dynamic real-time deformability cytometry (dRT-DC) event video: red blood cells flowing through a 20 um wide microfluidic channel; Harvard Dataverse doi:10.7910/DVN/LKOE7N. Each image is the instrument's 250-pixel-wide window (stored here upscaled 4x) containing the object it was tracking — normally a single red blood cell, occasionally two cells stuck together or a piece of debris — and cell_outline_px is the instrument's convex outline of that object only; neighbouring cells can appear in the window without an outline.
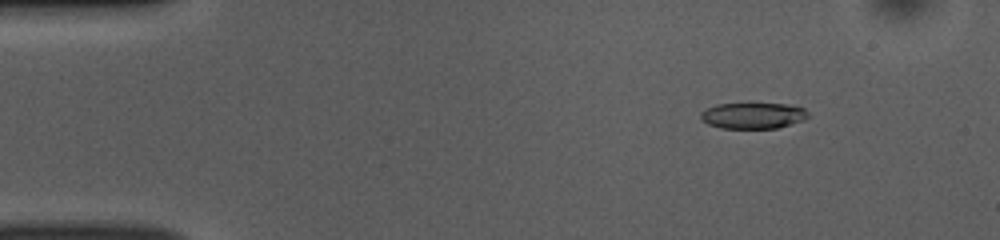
{"species": "common noctule bat (a hibernating species)", "species_latin": "Nyctalus noctula", "temperature_condition": "room temperature", "stored_images_in_passage": 52, "camera_frame_rate_fps": 3000, "um_per_image_px": 0.085, "animal": {"sex": "female", "body_mass_g": 10.0, "forearm_length_mm": 53.1}, "frame": {"image": 1, "passage_image": 7, "time_ms": 2.0, "image_size_px": [1000, 240], "cell_outline_px": [[808, 116], [804, 120], [776, 128], [720, 128], [708, 124], [700, 120], [700, 112], [704, 108], [716, 104], [748, 100], [788, 104], [804, 108], [808, 112]], "centroid_in_image_um": [63.95, 9.76], "position_along_channel_um": 21.1, "area_um2": 17.4}}
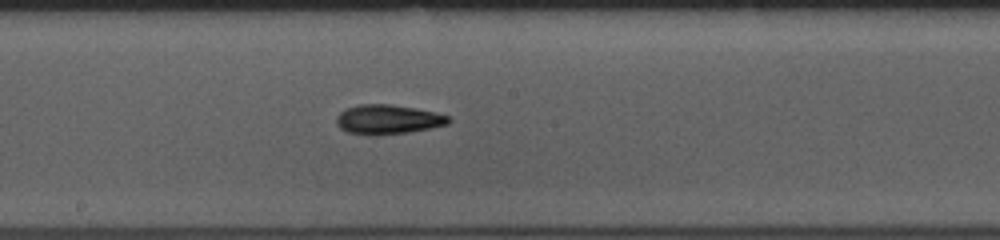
{"frame": {"image": 2, "passage_image": 28, "time_ms": 9.0, "image_size_px": [1000, 240], "cell_outline_px": [[452, 120], [448, 124], [408, 132], [348, 132], [340, 128], [336, 124], [336, 116], [344, 108], [360, 104], [392, 104], [416, 108], [436, 112], [448, 116]], "centroid_in_image_um": [32.99, 10.09], "position_along_channel_um": 215.2, "area_um2": 18.55}}
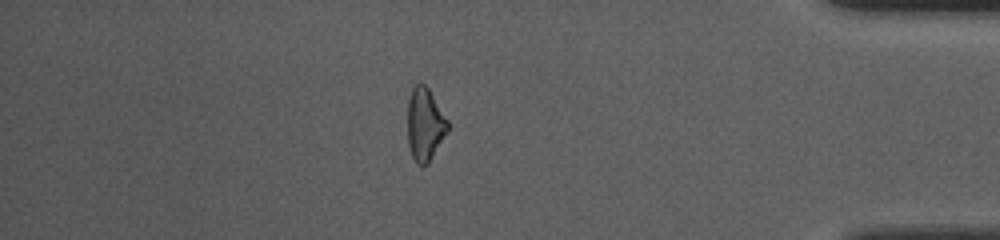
{"frame": {"image": 3, "passage_image": 45, "time_ms": 14.667, "image_size_px": [1000, 240], "cell_outline_px": [[448, 132], [428, 164], [424, 168], [416, 164], [412, 156], [408, 144], [408, 100], [412, 88], [416, 84], [424, 84], [428, 88], [448, 120]], "centroid_in_image_um": [36.12, 10.62], "position_along_channel_um": 399.1, "area_um2": 17.17}, "authors_computed_cell_mechanics": {"area_um2": 17.918, "velocity_mm_per_s": 3.8827, "shape_relaxation_time_tau1_ms": 3.2256, "shape_relaxation_time_tau2_ms": 5.6217, "deformation_change_tau1": 0.1263, "deformation_change_tau2": 0.1505}}